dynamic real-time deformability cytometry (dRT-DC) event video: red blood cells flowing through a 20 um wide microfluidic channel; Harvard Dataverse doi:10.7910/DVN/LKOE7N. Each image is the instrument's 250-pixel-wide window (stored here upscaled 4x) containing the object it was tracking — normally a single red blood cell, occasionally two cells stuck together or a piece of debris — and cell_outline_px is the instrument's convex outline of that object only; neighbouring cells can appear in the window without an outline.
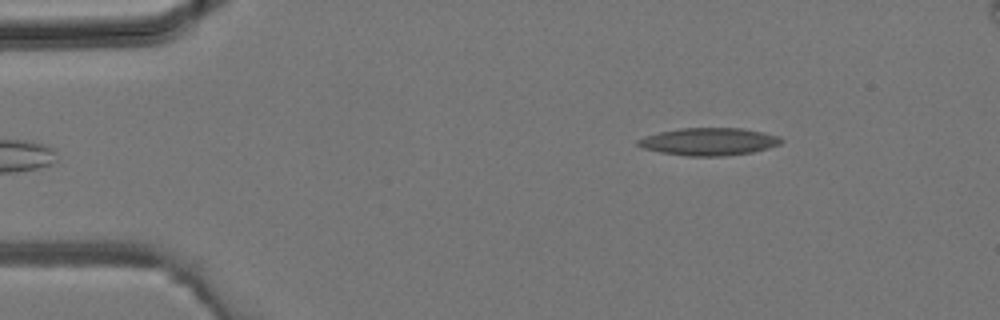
{"species": "common noctule bat (a hibernating species)", "species_latin": "Nyctalus noctula", "temperature_condition": "room temperature", "stored_images_in_passage": 3, "camera_frame_rate_fps": 3000, "um_per_image_px": 0.085, "animal": {"sex": "male", "body_mass_g": 19.2, "forearm_length_mm": 51.8}, "frame": {"image": 1, "passage_image": 1, "time_ms": 0.0, "image_size_px": [1000, 320], "cell_outline_px": [[784, 140], [780, 144], [768, 148], [752, 152], [724, 156], [688, 156], [660, 152], [644, 148], [636, 144], [636, 140], [644, 136], [660, 132], [680, 128], [744, 128], [764, 132], [780, 136]], "centroid_in_image_um": [60.28, 12.03], "position_along_channel_um": 24.7, "area_um2": 23.06}}